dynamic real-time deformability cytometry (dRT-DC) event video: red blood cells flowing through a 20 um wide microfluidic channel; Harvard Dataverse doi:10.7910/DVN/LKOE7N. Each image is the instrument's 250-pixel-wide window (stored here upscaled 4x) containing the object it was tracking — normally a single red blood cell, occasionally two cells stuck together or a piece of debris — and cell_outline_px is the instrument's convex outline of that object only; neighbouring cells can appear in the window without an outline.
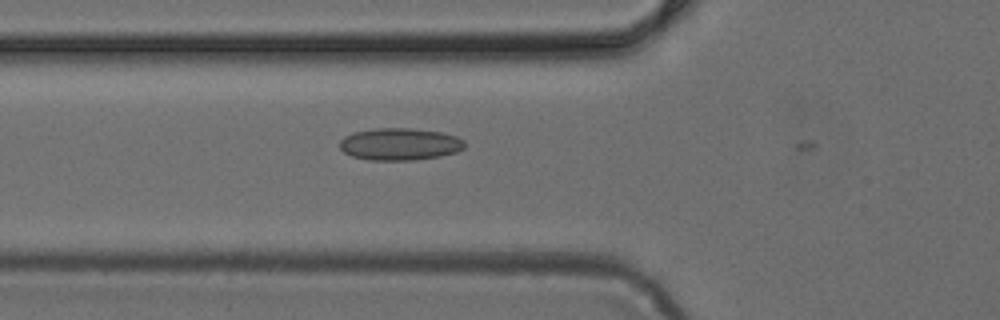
{"species": "common noctule bat (a hibernating species)", "species_latin": "Nyctalus noctula", "temperature_condition": "cold", "stored_images_in_passage": 3, "camera_frame_rate_fps": 3000, "um_per_image_px": 0.085, "animal": {"sex": "female", "body_mass_g": 24.6, "forearm_length_mm": 56.2}, "frame": {"image": 1, "passage_image": 2, "time_ms": 0.333, "image_size_px": [1000, 320], "cell_outline_px": [[464, 148], [456, 152], [440, 156], [412, 160], [368, 160], [352, 156], [344, 152], [340, 148], [340, 140], [344, 136], [352, 132], [376, 128], [412, 128], [440, 132], [456, 136], [464, 140]], "centroid_in_image_um": [33.96, 12.25], "position_along_channel_um": 91.8, "area_um2": 23.47}}